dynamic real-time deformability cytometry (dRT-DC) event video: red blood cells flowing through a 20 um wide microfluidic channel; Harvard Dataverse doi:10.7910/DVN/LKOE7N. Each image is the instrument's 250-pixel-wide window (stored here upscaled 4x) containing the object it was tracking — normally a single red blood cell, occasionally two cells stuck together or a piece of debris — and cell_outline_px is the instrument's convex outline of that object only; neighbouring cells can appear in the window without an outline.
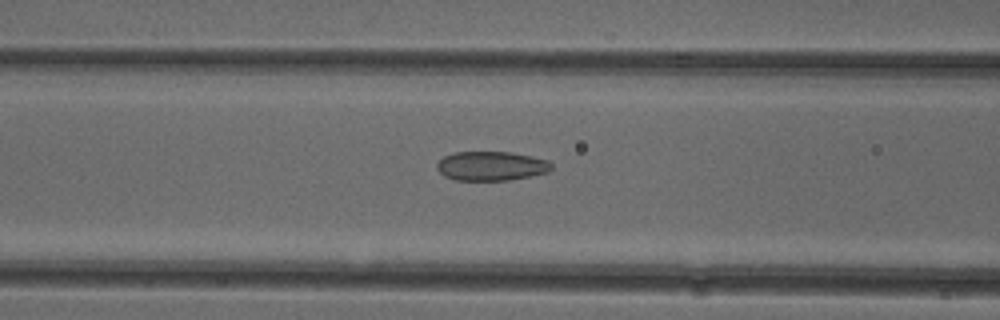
{"species": "common noctule bat (a hibernating species)", "species_latin": "Nyctalus noctula", "temperature_condition": "cold", "stored_images_in_passage": 52, "camera_frame_rate_fps": 3000, "um_per_image_px": 0.085, "animal": {"sex": "female"}, "frame": {"image": 1, "passage_image": 21, "time_ms": 6.667, "image_size_px": [1000, 320], "cell_outline_px": [[552, 168], [548, 172], [508, 180], [456, 180], [444, 176], [436, 168], [436, 164], [444, 156], [452, 152], [512, 152], [532, 156], [548, 160], [552, 164]], "centroid_in_image_um": [41.74, 14.1], "position_along_channel_um": 124.9, "area_um2": 19.54}}
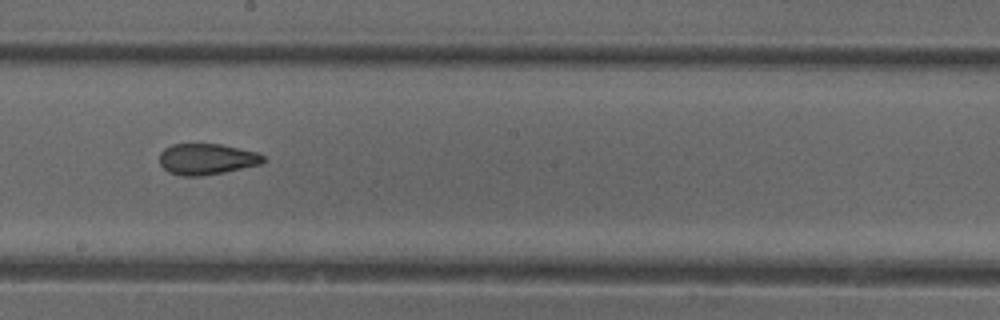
{"frame": {"image": 2, "passage_image": 29, "time_ms": 9.333, "image_size_px": [1000, 320], "cell_outline_px": [[268, 160], [264, 164], [224, 172], [200, 176], [180, 176], [168, 172], [160, 164], [160, 152], [164, 148], [172, 144], [220, 144], [256, 152], [264, 156]], "centroid_in_image_um": [17.6, 13.53], "position_along_channel_um": 230.6, "area_um2": 18.96}}
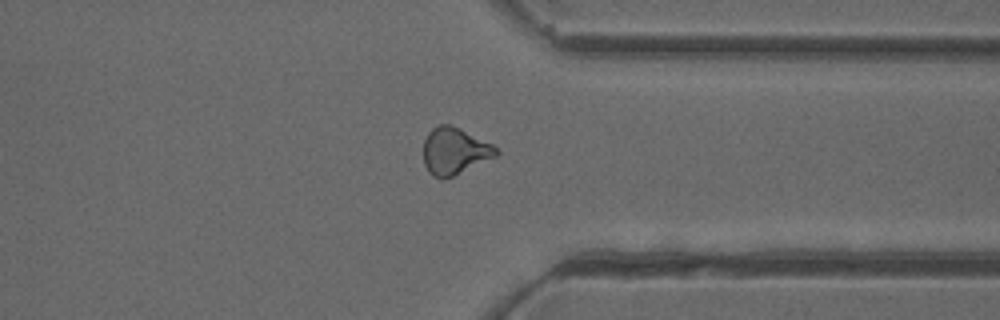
{"frame": {"image": 3, "passage_image": 40, "time_ms": 13.0, "image_size_px": [1000, 320], "cell_outline_px": [[500, 152], [496, 156], [444, 180], [440, 180], [432, 176], [428, 172], [424, 164], [424, 140], [428, 132], [432, 128], [440, 124], [452, 124], [492, 144]], "centroid_in_image_um": [38.61, 12.84], "position_along_channel_um": 372.8, "area_um2": 19.94}, "authors_computed_cell_mechanics": {"area_um2": 20.0566, "velocity_mm_per_s": 3.9612, "shape_relaxation_time_tau1_ms": null, "shape_relaxation_time_tau2_ms": 2.2917, "deformation_change_tau1": null, "deformation_change_tau2": 0.0759}}